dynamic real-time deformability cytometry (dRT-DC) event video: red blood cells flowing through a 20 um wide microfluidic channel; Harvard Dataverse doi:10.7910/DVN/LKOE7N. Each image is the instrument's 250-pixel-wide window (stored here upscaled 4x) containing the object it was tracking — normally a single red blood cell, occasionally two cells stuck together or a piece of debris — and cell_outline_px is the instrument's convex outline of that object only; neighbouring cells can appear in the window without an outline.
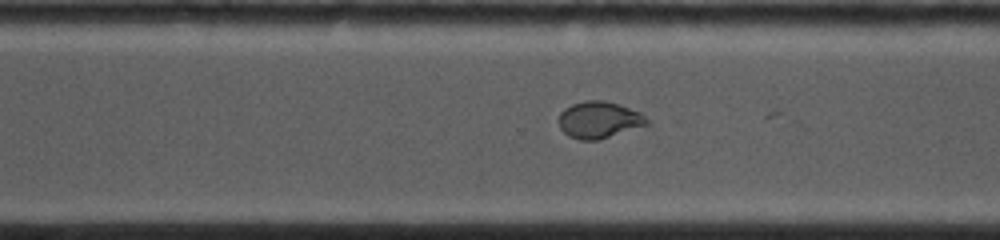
{"species": "common noctule bat (a hibernating species)", "species_latin": "Nyctalus noctula", "temperature_condition": "cold", "stored_images_in_passage": 35, "camera_frame_rate_fps": 4500, "um_per_image_px": 0.085, "animal": {"sex": "female", "body_mass_g": 19.0, "forearm_length_mm": 53.3}, "frame": {"image": 1, "passage_image": 34, "time_ms": 6.0, "image_size_px": [1000, 240], "cell_outline_px": [[652, 124], [596, 140], [580, 140], [568, 136], [560, 128], [560, 112], [564, 108], [572, 104], [584, 100], [604, 100], [620, 104], [640, 112]], "centroid_in_image_um": [50.94, 10.18], "position_along_channel_um": 319.7, "area_um2": 18.96}}